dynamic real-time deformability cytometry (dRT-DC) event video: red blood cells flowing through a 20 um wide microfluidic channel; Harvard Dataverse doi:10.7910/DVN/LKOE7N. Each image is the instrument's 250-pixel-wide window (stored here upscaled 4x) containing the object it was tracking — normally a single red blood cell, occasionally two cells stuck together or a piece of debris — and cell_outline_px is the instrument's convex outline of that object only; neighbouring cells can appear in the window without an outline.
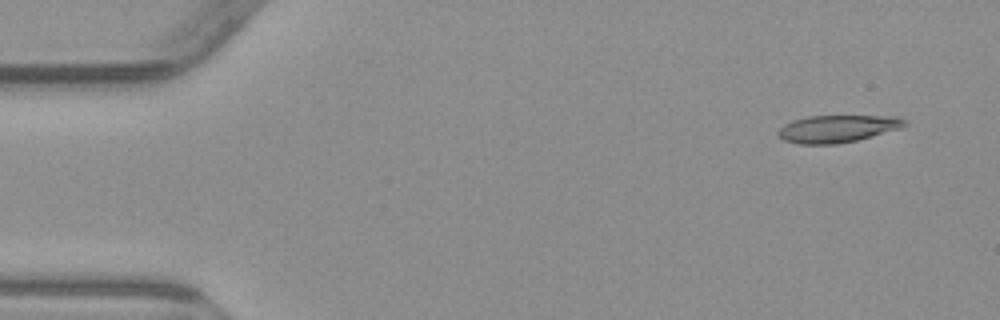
{"species": "common noctule bat (a hibernating species)", "species_latin": "Nyctalus noctula", "temperature_condition": "warm", "stored_images_in_passage": 4, "camera_frame_rate_fps": 3000, "um_per_image_px": 0.085, "animal": {"sex": "male", "body_mass_g": 23.1, "forearm_length_mm": 52.7}, "frame": {"image": 1, "passage_image": 1, "time_ms": 0.0, "image_size_px": [1000, 320], "cell_outline_px": [[908, 124], [900, 128], [872, 136], [856, 140], [836, 144], [800, 144], [784, 140], [776, 132], [784, 124], [792, 120], [808, 116], [896, 116], [904, 120]], "centroid_in_image_um": [71.16, 10.93], "position_along_channel_um": 13.8, "area_um2": 20.0}}
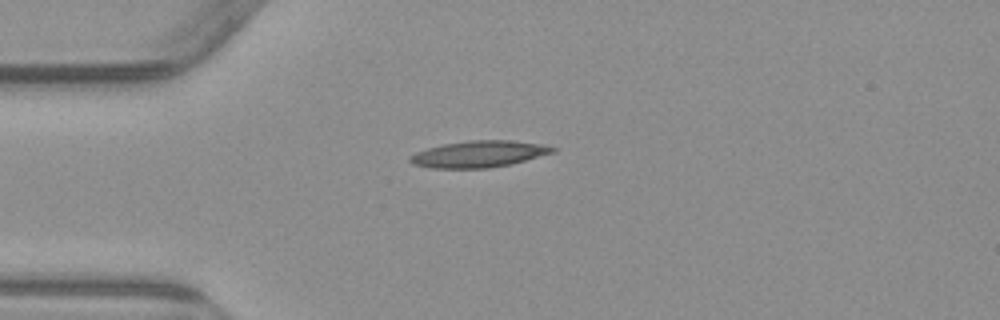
{"frame": {"image": 2, "passage_image": 4, "time_ms": 3.333, "image_size_px": [1000, 320], "cell_outline_px": [[556, 152], [512, 164], [488, 168], [432, 168], [412, 164], [408, 160], [408, 156], [416, 152], [428, 148], [444, 144], [468, 140], [508, 140], [544, 144], [556, 148]], "centroid_in_image_um": [40.72, 13.09], "position_along_channel_um": 44.3, "area_um2": 22.2}}